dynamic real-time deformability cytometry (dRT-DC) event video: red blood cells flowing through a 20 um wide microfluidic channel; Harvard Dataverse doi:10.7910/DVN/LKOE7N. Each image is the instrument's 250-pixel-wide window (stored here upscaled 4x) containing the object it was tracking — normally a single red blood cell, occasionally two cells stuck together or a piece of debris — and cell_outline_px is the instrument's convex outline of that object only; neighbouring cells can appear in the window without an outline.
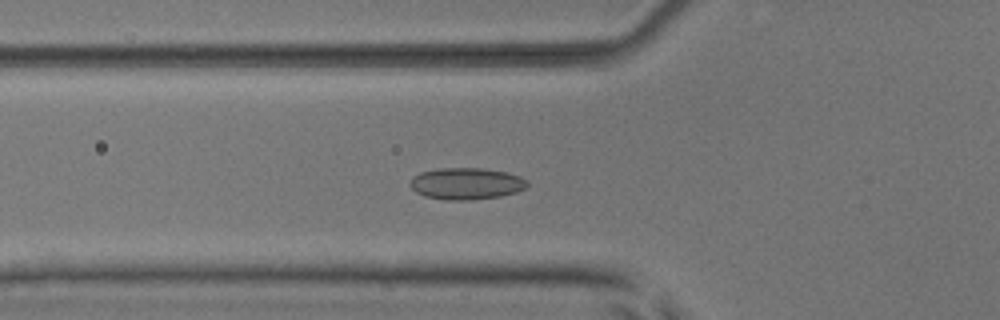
{"species": "common noctule bat (a hibernating species)", "species_latin": "Nyctalus noctula", "temperature_condition": "room temperature", "stored_images_in_passage": 55, "camera_frame_rate_fps": 3000, "um_per_image_px": 0.085, "animal": {"sex": "male", "body_mass_g": 17.9, "forearm_length_mm": 54.2}, "frame": {"image": 1, "passage_image": 20, "time_ms": 6.333, "image_size_px": [1000, 320], "cell_outline_px": [[528, 184], [524, 188], [516, 192], [500, 196], [468, 200], [448, 200], [424, 196], [416, 192], [412, 188], [412, 176], [420, 172], [440, 168], [480, 168], [504, 172], [520, 176], [528, 180]], "centroid_in_image_um": [39.63, 15.6], "position_along_channel_um": 86.2, "area_um2": 21.44}}
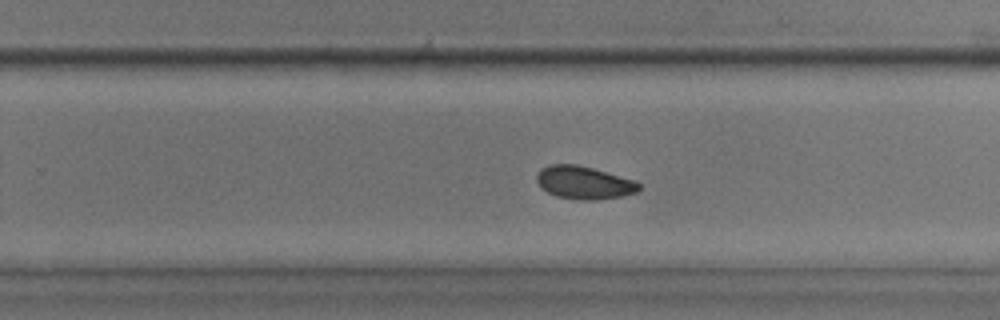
{"frame": {"image": 2, "passage_image": 35, "time_ms": 11.333, "image_size_px": [1000, 320], "cell_outline_px": [[640, 188], [636, 192], [620, 196], [596, 200], [576, 200], [556, 196], [540, 188], [536, 180], [536, 176], [540, 168], [552, 164], [576, 164], [592, 168], [632, 180], [640, 184]], "centroid_in_image_um": [49.57, 15.53], "position_along_channel_um": 280.2, "area_um2": 19.48}}
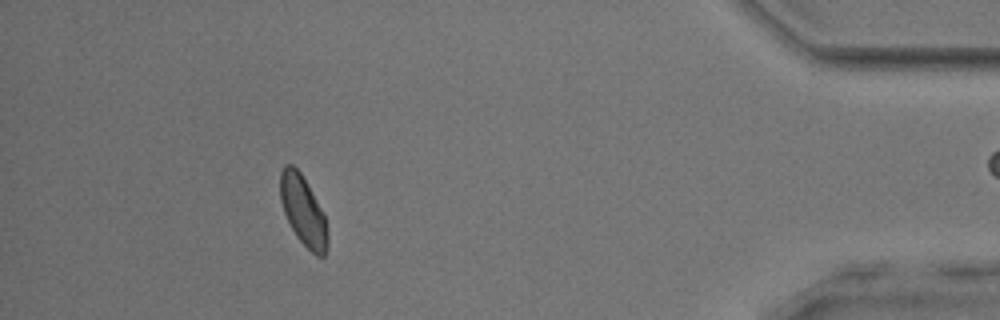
{"frame": {"image": 3, "passage_image": 49, "time_ms": 16.0, "image_size_px": [1000, 320], "cell_outline_px": [[328, 240], [324, 256], [316, 256], [296, 236], [284, 212], [280, 200], [280, 172], [284, 164], [292, 164], [300, 172], [324, 212], [328, 232]], "centroid_in_image_um": [25.77, 17.89], "position_along_channel_um": 409.4, "area_um2": 19.13}, "authors_computed_cell_mechanics": {"area_um2": 20.0566, "velocity_mm_per_s": 3.8897, "shape_relaxation_time_tau1_ms": 8.2688, "shape_relaxation_time_tau2_ms": 5.0261, "deformation_change_tau1": 0.0951, "deformation_change_tau2": 0.0636}}